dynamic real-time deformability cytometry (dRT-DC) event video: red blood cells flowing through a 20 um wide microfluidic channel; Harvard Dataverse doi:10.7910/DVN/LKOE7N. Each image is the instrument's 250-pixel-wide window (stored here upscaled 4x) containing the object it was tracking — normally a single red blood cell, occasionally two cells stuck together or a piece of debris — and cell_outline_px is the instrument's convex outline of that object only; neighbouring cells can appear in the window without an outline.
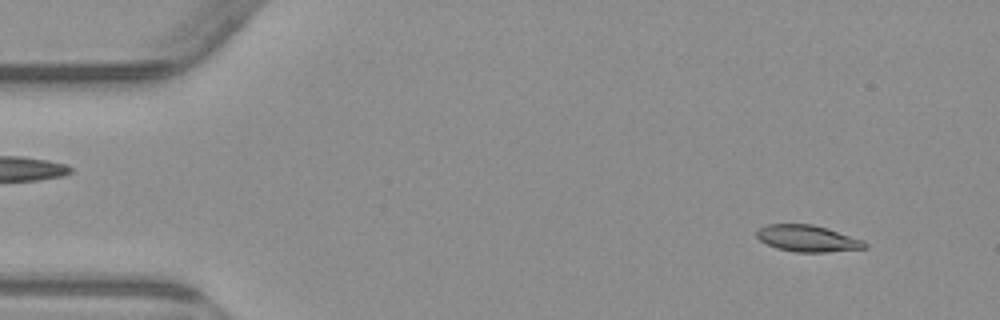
{"species": "common noctule bat (a hibernating species)", "species_latin": "Nyctalus noctula", "temperature_condition": "warm", "stored_images_in_passage": 5, "camera_frame_rate_fps": 3000, "um_per_image_px": 0.085, "animal": {"sex": "male", "body_mass_g": 23.1, "forearm_length_mm": 52.7}, "frame": {"image": 1, "passage_image": 1, "time_ms": 0.0, "image_size_px": [1000, 320], "cell_outline_px": [[868, 248], [828, 252], [796, 252], [776, 248], [760, 240], [756, 236], [756, 232], [764, 224], [812, 224], [828, 228], [864, 240], [868, 244]], "centroid_in_image_um": [68.68, 20.27], "position_along_channel_um": 16.3, "area_um2": 16.88}}